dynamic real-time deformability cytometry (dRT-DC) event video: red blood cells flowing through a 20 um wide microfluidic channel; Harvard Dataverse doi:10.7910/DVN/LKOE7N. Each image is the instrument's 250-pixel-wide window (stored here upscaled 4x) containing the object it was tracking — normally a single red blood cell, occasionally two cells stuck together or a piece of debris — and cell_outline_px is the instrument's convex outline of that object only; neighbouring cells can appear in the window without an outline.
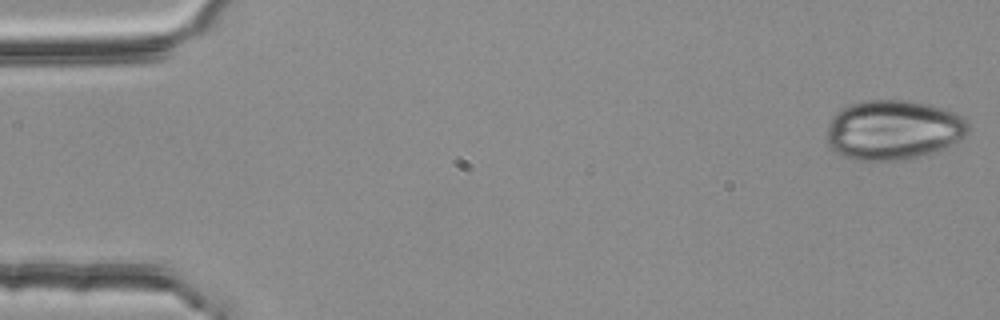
{"species": "common noctule bat (a hibernating species)", "species_latin": "Nyctalus noctula", "temperature_condition": "room temperature", "stored_images_in_passage": 54, "camera_frame_rate_fps": 3000, "um_per_image_px": 0.085, "animal": {"sex": "female", "body_mass_g": 25.1}, "frame": {"image": 1, "passage_image": 1, "time_ms": 0.0, "image_size_px": [1000, 320], "cell_outline_px": [[972, 128], [964, 136], [944, 148], [932, 152], [916, 156], [896, 160], [856, 160], [844, 156], [836, 152], [828, 144], [828, 124], [832, 116], [836, 112], [848, 104], [868, 100], [912, 100], [944, 108], [960, 116]], "centroid_in_image_um": [75.91, 11.02], "position_along_channel_um": 9.1, "area_um2": 48.96}}
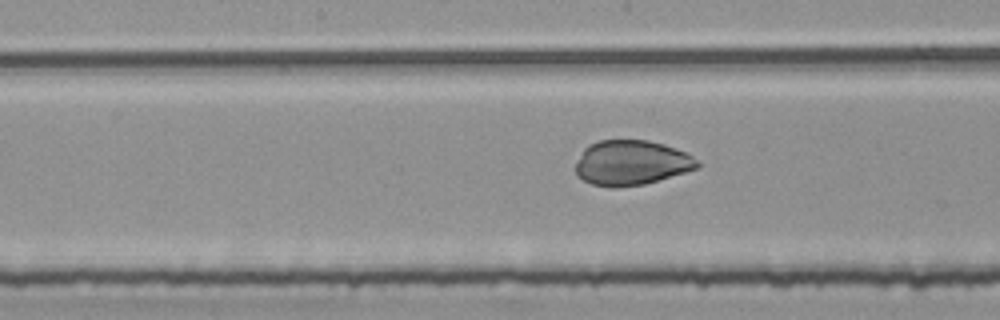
{"frame": {"image": 2, "passage_image": 27, "time_ms": 8.667, "image_size_px": [1000, 320], "cell_outline_px": [[700, 168], [644, 184], [592, 184], [584, 180], [576, 172], [576, 164], [584, 148], [588, 144], [600, 140], [648, 140], [664, 144], [688, 152], [700, 164]], "centroid_in_image_um": [53.73, 13.78], "position_along_channel_um": 194.5, "area_um2": 31.15}}
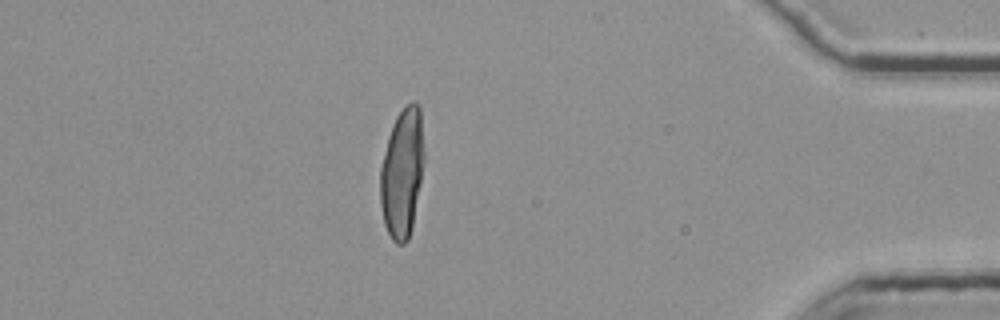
{"frame": {"image": 3, "passage_image": 47, "time_ms": 15.333, "image_size_px": [1000, 320], "cell_outline_px": [[424, 160], [420, 184], [412, 228], [408, 240], [404, 244], [396, 244], [392, 240], [384, 224], [380, 204], [380, 168], [388, 136], [392, 124], [396, 116], [412, 100], [416, 100], [420, 108], [424, 152]], "centroid_in_image_um": [34.18, 14.7], "position_along_channel_um": 401.0, "area_um2": 33.18}}